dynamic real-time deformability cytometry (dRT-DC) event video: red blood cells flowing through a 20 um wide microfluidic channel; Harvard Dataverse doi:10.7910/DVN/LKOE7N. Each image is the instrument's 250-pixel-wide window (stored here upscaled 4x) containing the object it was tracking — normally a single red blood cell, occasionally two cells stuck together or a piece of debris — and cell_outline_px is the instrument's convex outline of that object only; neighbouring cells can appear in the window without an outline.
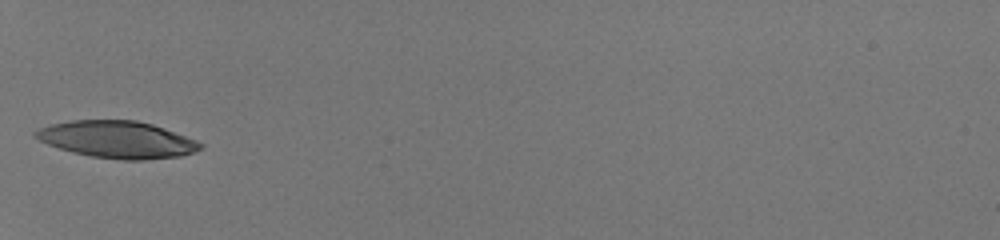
{"species": "human", "species_latin": "Homo sapiens", "temperature_condition": "room temperature", "stored_images_in_passage": 29, "camera_frame_rate_fps": 3000, "um_per_image_px": 0.085, "donor": {"sex": "male"}, "frame": {"image": 1, "passage_image": 1, "time_ms": 0.0, "image_size_px": [1000, 240], "cell_outline_px": [[204, 148], [180, 156], [144, 160], [120, 160], [92, 156], [72, 152], [48, 144], [32, 136], [32, 132], [40, 128], [52, 124], [72, 120], [136, 120], [152, 124], [164, 128], [196, 140], [204, 144]], "centroid_in_image_um": [9.97, 11.86], "position_along_channel_um": 75.0, "area_um2": 35.49}}
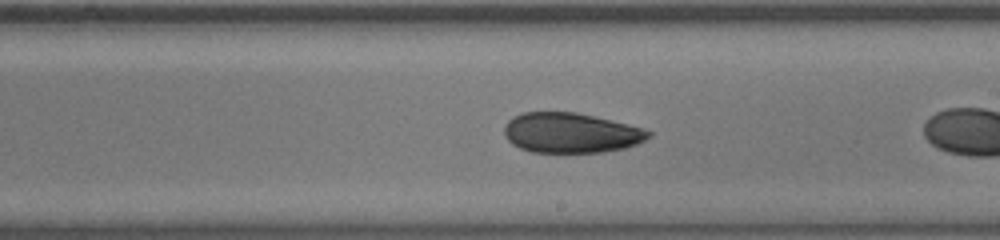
{"frame": {"image": 2, "passage_image": 11, "time_ms": 3.333, "image_size_px": [1000, 240], "cell_outline_px": [[652, 136], [636, 144], [624, 148], [604, 152], [532, 152], [520, 148], [512, 144], [504, 136], [504, 128], [508, 120], [512, 116], [520, 112], [576, 112], [640, 128], [652, 132]], "centroid_in_image_um": [48.46, 11.29], "position_along_channel_um": 240.5, "area_um2": 33.47}}
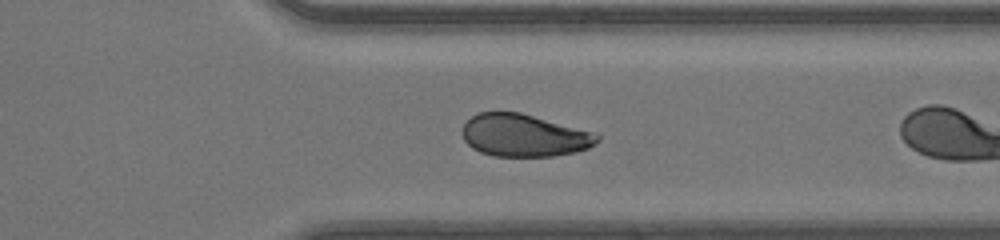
{"frame": {"image": 3, "passage_image": 20, "time_ms": 6.333, "image_size_px": [1000, 240], "cell_outline_px": [[600, 140], [596, 144], [588, 148], [576, 152], [552, 156], [492, 156], [480, 152], [472, 148], [464, 140], [460, 132], [464, 124], [472, 116], [480, 112], [520, 112], [596, 132], [600, 136]], "centroid_in_image_um": [44.56, 11.51], "position_along_channel_um": 366.8, "area_um2": 33.7}, "authors_computed_cell_mechanics": {"area_um2": 34.7956, "velocity_mm_per_s": 4.1997, "shape_relaxation_time_tau1_ms": 1.8102, "shape_relaxation_time_tau2_ms": 0.7703, "deformation_change_tau1": 0.1041, "deformation_change_tau2": 0.0673}}